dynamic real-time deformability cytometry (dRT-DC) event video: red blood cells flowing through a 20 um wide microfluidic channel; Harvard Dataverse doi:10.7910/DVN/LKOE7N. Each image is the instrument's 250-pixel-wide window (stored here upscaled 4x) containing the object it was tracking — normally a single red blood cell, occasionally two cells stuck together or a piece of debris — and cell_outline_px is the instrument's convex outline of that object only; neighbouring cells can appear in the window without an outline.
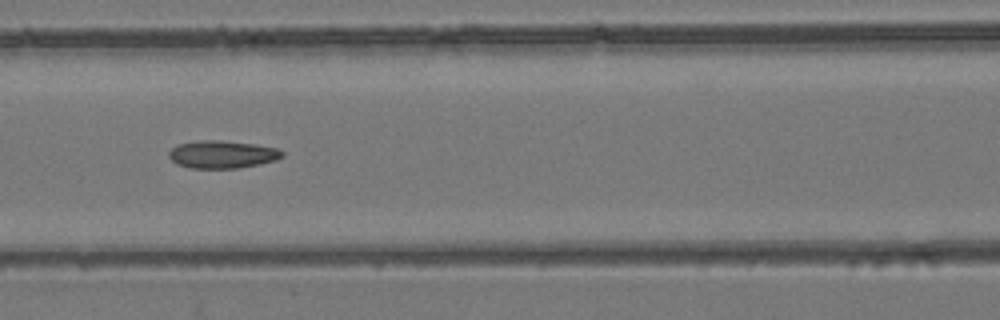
{"species": "common noctule bat (a hibernating species)", "species_latin": "Nyctalus noctula", "temperature_condition": "room temperature", "stored_images_in_passage": 8, "camera_frame_rate_fps": 3000, "um_per_image_px": 0.085, "animal": {"sex": "female", "body_mass_g": 24.6, "forearm_length_mm": 56.2}, "frame": {"image": 1, "passage_image": 6, "time_ms": 5.667, "image_size_px": [1000, 320], "cell_outline_px": [[284, 156], [276, 160], [260, 164], [236, 168], [192, 168], [176, 164], [168, 156], [168, 152], [172, 148], [180, 144], [200, 140], [220, 140], [256, 144], [276, 148], [284, 152]], "centroid_in_image_um": [18.9, 13.12], "position_along_channel_um": 147.7, "area_um2": 18.26}}
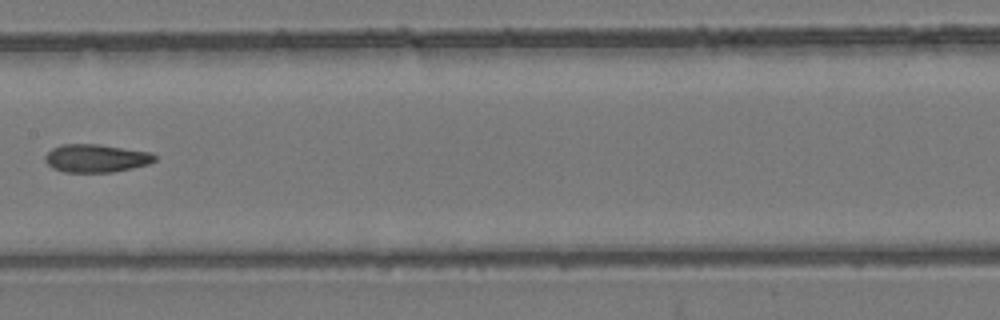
{"frame": {"image": 2, "passage_image": 7, "time_ms": 7.0, "image_size_px": [1000, 320], "cell_outline_px": [[156, 160], [148, 164], [132, 168], [112, 172], [64, 172], [52, 168], [44, 160], [44, 156], [52, 148], [64, 144], [96, 144], [152, 152], [156, 156]], "centroid_in_image_um": [8.16, 13.45], "position_along_channel_um": 199.2, "area_um2": 17.92}}
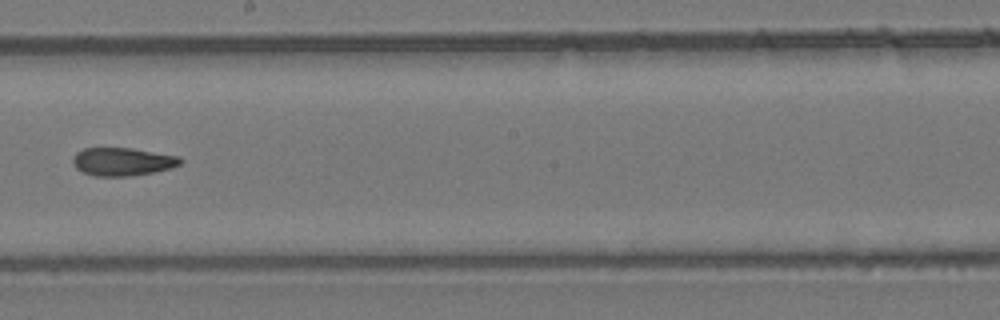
{"frame": {"image": 3, "passage_image": 8, "time_ms": 8.0, "image_size_px": [1000, 320], "cell_outline_px": [[184, 160], [180, 164], [172, 168], [132, 176], [96, 176], [84, 172], [76, 168], [72, 164], [72, 156], [76, 152], [84, 148], [132, 148], [180, 156]], "centroid_in_image_um": [10.42, 13.73], "position_along_channel_um": 237.8, "area_um2": 17.74}}